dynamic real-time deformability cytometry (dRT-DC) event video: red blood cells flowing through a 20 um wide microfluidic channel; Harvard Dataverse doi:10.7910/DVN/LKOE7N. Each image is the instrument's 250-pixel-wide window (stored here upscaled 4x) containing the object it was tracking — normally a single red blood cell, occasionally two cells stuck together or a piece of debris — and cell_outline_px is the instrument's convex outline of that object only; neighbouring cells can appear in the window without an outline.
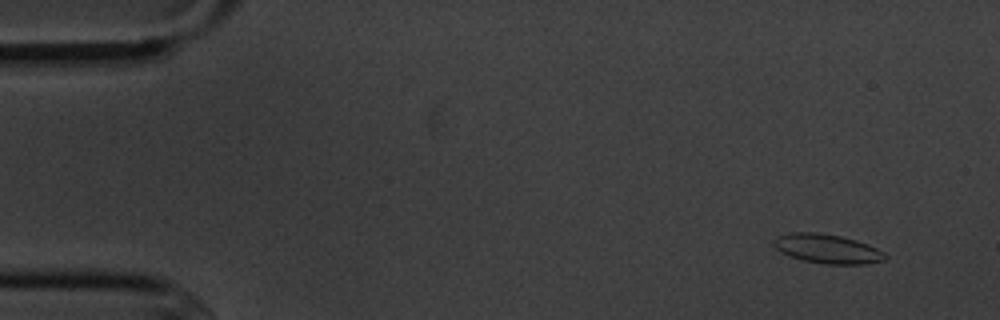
{"species": "common noctule bat (a hibernating species)", "species_latin": "Nyctalus noctula", "temperature_condition": "cold", "stored_images_in_passage": 6, "segment_of_instrument_passage": [1, 2], "camera_frame_rate_fps": 3000, "um_per_image_px": 0.085, "animal": {"sex": "male", "body_mass_g": 20.1, "forearm_length_mm": 53.5}, "frame": {"image": 1, "passage_image": 2, "time_ms": 1.0, "image_size_px": [1000, 320], "cell_outline_px": [[888, 256], [884, 260], [864, 264], [824, 264], [804, 260], [792, 256], [776, 248], [772, 244], [776, 236], [792, 232], [816, 232], [840, 236], [856, 240], [868, 244], [884, 252]], "centroid_in_image_um": [70.34, 21.14], "position_along_channel_um": 14.7, "area_um2": 18.79}}